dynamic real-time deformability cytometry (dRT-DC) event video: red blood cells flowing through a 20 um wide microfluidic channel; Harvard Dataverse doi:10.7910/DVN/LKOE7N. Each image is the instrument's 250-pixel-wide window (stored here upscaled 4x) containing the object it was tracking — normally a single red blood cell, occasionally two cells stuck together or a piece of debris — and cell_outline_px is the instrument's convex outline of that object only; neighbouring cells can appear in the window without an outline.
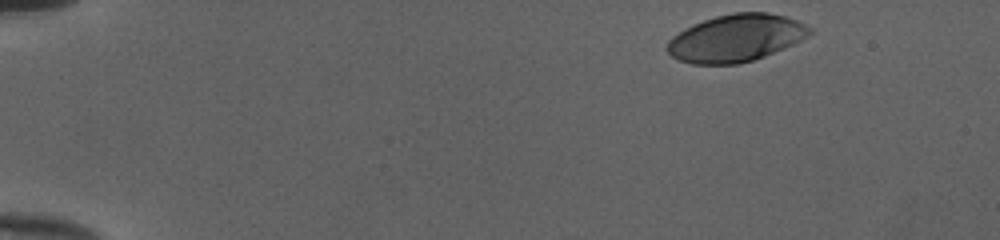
{"species": "human", "species_latin": "Homo sapiens", "temperature_condition": "cold", "stored_images_in_passage": 40, "camera_frame_rate_fps": 3000, "um_per_image_px": 0.085, "donor": {"sex": "female"}, "frame": {"image": 1, "passage_image": 1, "time_ms": 0.0, "image_size_px": [1000, 240], "cell_outline_px": [[812, 32], [800, 40], [792, 44], [764, 56], [752, 60], [736, 64], [692, 64], [680, 60], [672, 56], [664, 48], [668, 40], [672, 36], [684, 28], [704, 20], [716, 16], [732, 12], [768, 12], [784, 16], [796, 20], [812, 28]], "centroid_in_image_um": [62.51, 3.23], "position_along_channel_um": 22.5, "area_um2": 39.07}}
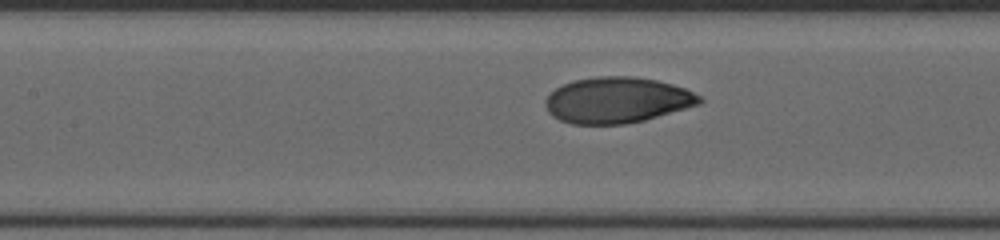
{"frame": {"image": 2, "passage_image": 20, "time_ms": 6.333, "image_size_px": [1000, 240], "cell_outline_px": [[704, 100], [700, 104], [656, 116], [624, 124], [572, 124], [560, 120], [552, 116], [548, 112], [544, 104], [544, 100], [556, 88], [564, 84], [576, 80], [600, 76], [636, 76], [656, 80], [672, 84], [684, 88], [700, 96]], "centroid_in_image_um": [52.43, 8.5], "position_along_channel_um": 155.0, "area_um2": 40.86}}
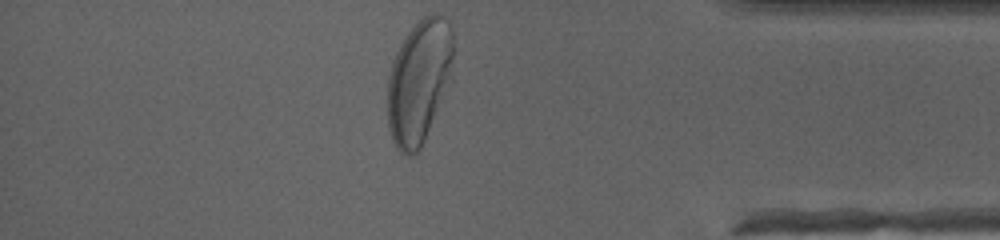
{"frame": {"image": 3, "passage_image": 40, "time_ms": 13.0, "image_size_px": [1000, 240], "cell_outline_px": [[452, 80], [424, 140], [420, 148], [412, 156], [408, 156], [400, 152], [396, 148], [392, 140], [388, 128], [388, 76], [392, 60], [400, 44], [408, 32], [424, 16], [432, 12], [436, 12], [444, 16], [452, 32]], "centroid_in_image_um": [35.61, 6.93], "position_along_channel_um": 399.6, "area_um2": 47.69}, "authors_computed_cell_mechanics": {"area_um2": 40.8068, "velocity_mm_per_s": 3.9994, "shape_relaxation_time_tau1_ms": 3.3935, "shape_relaxation_time_tau2_ms": null, "deformation_change_tau1": 0.1798, "deformation_change_tau2": null}}